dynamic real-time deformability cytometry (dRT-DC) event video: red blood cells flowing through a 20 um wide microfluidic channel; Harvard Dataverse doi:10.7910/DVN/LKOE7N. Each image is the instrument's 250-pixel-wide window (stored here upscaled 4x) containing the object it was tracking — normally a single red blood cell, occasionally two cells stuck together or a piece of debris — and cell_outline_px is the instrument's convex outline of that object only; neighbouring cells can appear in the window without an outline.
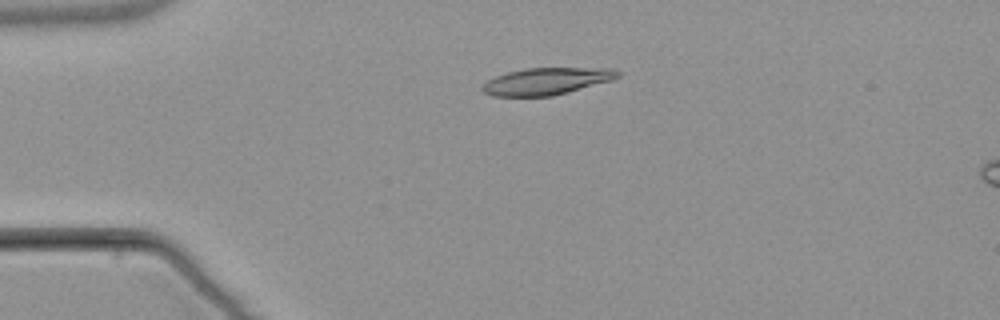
{"species": "common noctule bat (a hibernating species)", "species_latin": "Nyctalus noctula", "temperature_condition": "warm", "stored_images_in_passage": 5, "camera_frame_rate_fps": 3000, "um_per_image_px": 0.085, "animal": {"sex": "male", "body_mass_g": 21.5, "forearm_length_mm": 52.0}, "frame": {"image": 1, "passage_image": 3, "time_ms": 3.333, "image_size_px": [1000, 320], "cell_outline_px": [[620, 76], [612, 80], [568, 92], [552, 96], [492, 96], [484, 92], [480, 88], [488, 80], [496, 76], [508, 72], [524, 68], [612, 68], [620, 72]], "centroid_in_image_um": [46.46, 6.9], "position_along_channel_um": 38.5, "area_um2": 21.21}}